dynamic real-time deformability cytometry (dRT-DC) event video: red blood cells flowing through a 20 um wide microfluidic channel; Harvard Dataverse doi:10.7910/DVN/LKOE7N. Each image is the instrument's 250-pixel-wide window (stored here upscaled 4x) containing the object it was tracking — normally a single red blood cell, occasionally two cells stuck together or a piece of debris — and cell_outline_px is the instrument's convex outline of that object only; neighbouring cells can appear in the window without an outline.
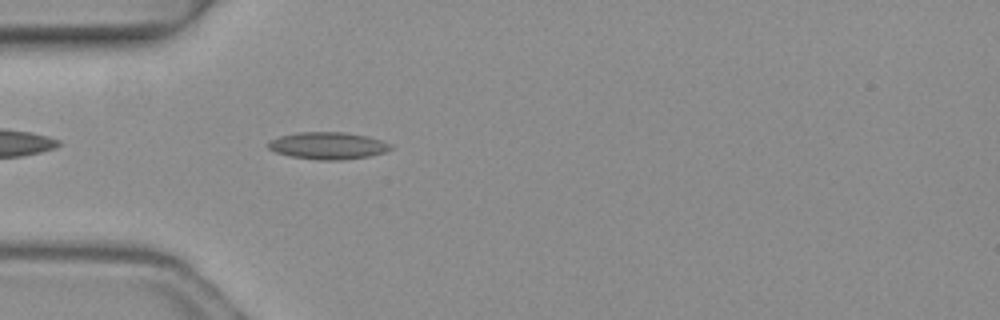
{"species": "common noctule bat (a hibernating species)", "species_latin": "Nyctalus noctula", "temperature_condition": "warm", "stored_images_in_passage": 3, "camera_frame_rate_fps": 3000, "um_per_image_px": 0.085, "animal": {"sex": "female", "body_mass_g": 19.3, "forearm_length_mm": 54.1}, "frame": {"image": 1, "passage_image": 3, "time_ms": 0.667, "image_size_px": [1000, 320], "cell_outline_px": [[392, 148], [384, 152], [368, 156], [344, 160], [316, 160], [292, 156], [276, 152], [268, 148], [268, 140], [280, 136], [296, 132], [344, 132], [368, 136], [392, 144]], "centroid_in_image_um": [27.86, 12.38], "position_along_channel_um": 57.1, "area_um2": 19.36}}